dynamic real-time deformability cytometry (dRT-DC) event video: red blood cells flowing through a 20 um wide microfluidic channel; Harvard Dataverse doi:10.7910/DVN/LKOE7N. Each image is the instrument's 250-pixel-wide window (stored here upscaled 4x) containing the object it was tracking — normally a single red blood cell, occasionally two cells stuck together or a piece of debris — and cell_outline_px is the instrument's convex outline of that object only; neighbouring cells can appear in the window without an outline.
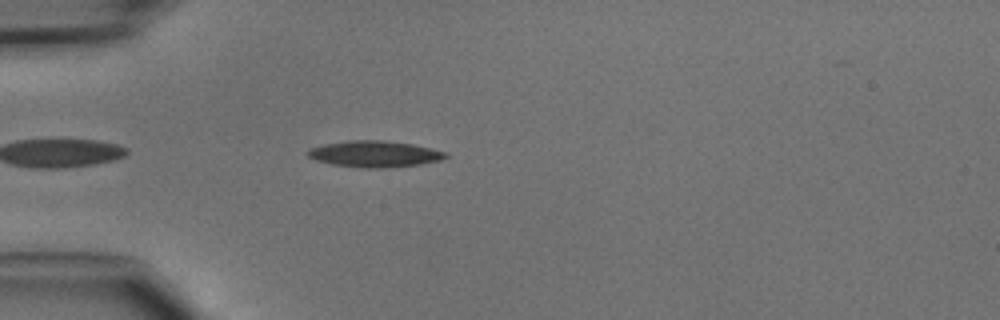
{"species": "common noctule bat (a hibernating species)", "species_latin": "Nyctalus noctula", "temperature_condition": "cold", "stored_images_in_passage": 7, "camera_frame_rate_fps": 3000, "um_per_image_px": 0.085, "animal": {"sex": "male", "body_mass_g": 15.6}, "frame": {"image": 1, "passage_image": 3, "time_ms": 0.667, "image_size_px": [1000, 320], "cell_outline_px": [[448, 156], [440, 160], [420, 164], [384, 168], [364, 168], [332, 164], [316, 160], [308, 156], [304, 152], [312, 148], [324, 144], [348, 140], [384, 140], [412, 144], [448, 152]], "centroid_in_image_um": [31.84, 13.08], "position_along_channel_um": 53.2, "area_um2": 21.1}}
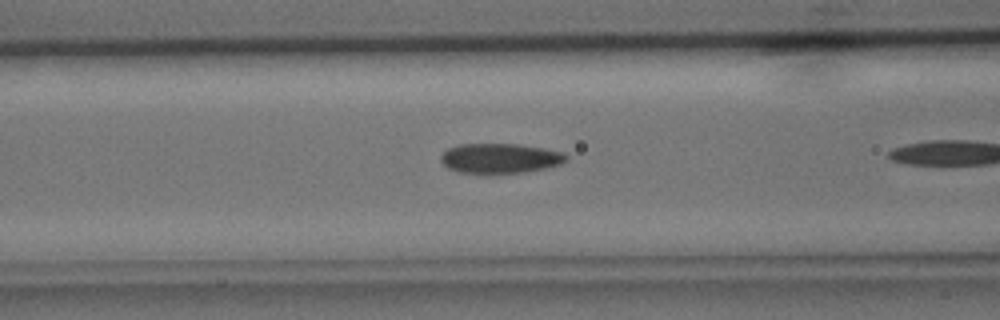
{"frame": {"image": 2, "passage_image": 6, "time_ms": 1.667, "image_size_px": [1000, 320], "cell_outline_px": [[568, 160], [560, 164], [544, 168], [524, 172], [460, 172], [448, 168], [440, 160], [440, 156], [448, 148], [460, 144], [520, 144], [544, 148], [564, 152], [568, 156]], "centroid_in_image_um": [42.53, 13.43], "position_along_channel_um": 124.1, "area_um2": 21.56}}